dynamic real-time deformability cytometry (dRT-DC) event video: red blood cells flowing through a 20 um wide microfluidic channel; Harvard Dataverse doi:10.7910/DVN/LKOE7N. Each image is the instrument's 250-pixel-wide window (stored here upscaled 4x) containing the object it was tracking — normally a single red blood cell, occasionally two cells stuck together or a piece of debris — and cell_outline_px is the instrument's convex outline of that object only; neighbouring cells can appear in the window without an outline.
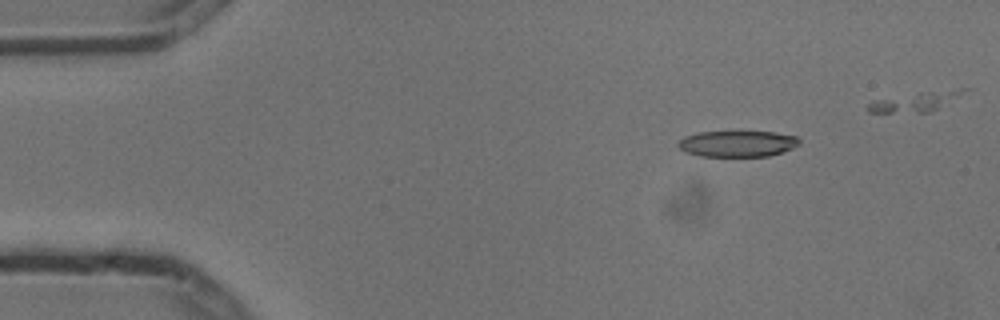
{"species": "common noctule bat (a hibernating species)", "species_latin": "Nyctalus noctula", "temperature_condition": "cold", "stored_images_in_passage": 4, "camera_frame_rate_fps": 3000, "um_per_image_px": 0.085, "animal": {"sex": "male", "body_mass_g": 13.3}, "frame": {"image": 1, "passage_image": 1, "time_ms": 0.0, "image_size_px": [1000, 320], "cell_outline_px": [[800, 144], [792, 148], [768, 156], [700, 156], [684, 152], [676, 144], [684, 136], [696, 132], [772, 132], [796, 136], [800, 140]], "centroid_in_image_um": [62.64, 12.21], "position_along_channel_um": 22.4, "area_um2": 18.38}}